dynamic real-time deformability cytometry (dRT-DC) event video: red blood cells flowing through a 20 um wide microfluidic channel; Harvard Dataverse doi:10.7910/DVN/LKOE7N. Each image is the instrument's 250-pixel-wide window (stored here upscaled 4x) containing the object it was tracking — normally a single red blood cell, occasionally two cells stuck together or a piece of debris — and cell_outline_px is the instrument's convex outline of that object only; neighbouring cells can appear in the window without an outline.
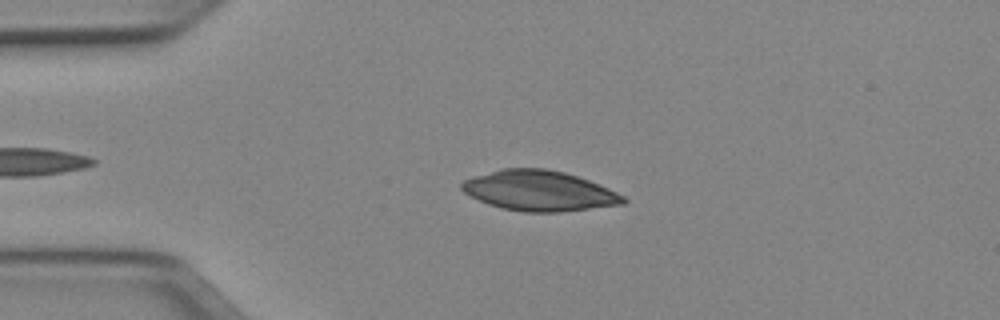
{"species": "Egyptian fruit bat (a non-hibernating species)", "species_latin": "Rousettus aegyptiacus", "temperature_condition": "cold", "stored_images_in_passage": 45, "camera_frame_rate_fps": 3000, "um_per_image_px": 0.085, "animal": {"sex": "female"}, "frame": {"image": 1, "passage_image": 10, "time_ms": 3.0, "image_size_px": [1000, 320], "cell_outline_px": [[628, 200], [624, 204], [560, 212], [524, 212], [504, 208], [488, 204], [464, 192], [460, 188], [460, 184], [464, 180], [500, 168], [548, 168], [564, 172], [600, 184], [624, 196]], "centroid_in_image_um": [45.85, 16.21], "position_along_channel_um": 39.2, "area_um2": 37.74}}
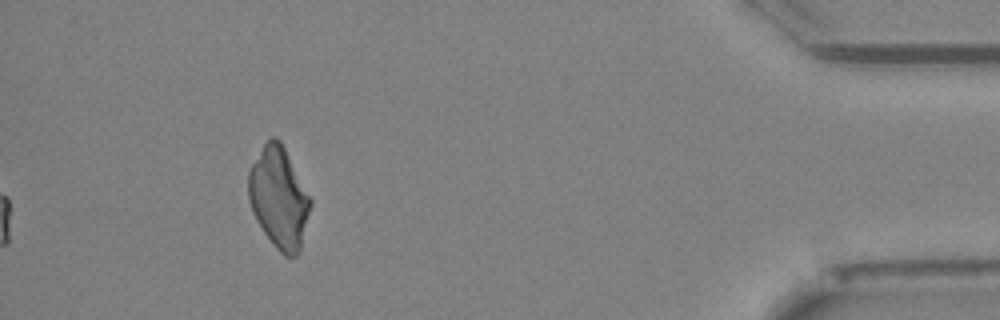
{"frame": {"image": 2, "passage_image": 45, "time_ms": 14.667, "image_size_px": [1000, 320], "cell_outline_px": [[312, 204], [300, 252], [296, 256], [284, 256], [276, 248], [264, 232], [256, 220], [252, 212], [248, 200], [248, 172], [252, 164], [264, 144], [272, 136], [276, 136], [280, 140], [312, 200]], "centroid_in_image_um": [23.71, 16.83], "position_along_channel_um": 411.5, "area_um2": 36.41}}